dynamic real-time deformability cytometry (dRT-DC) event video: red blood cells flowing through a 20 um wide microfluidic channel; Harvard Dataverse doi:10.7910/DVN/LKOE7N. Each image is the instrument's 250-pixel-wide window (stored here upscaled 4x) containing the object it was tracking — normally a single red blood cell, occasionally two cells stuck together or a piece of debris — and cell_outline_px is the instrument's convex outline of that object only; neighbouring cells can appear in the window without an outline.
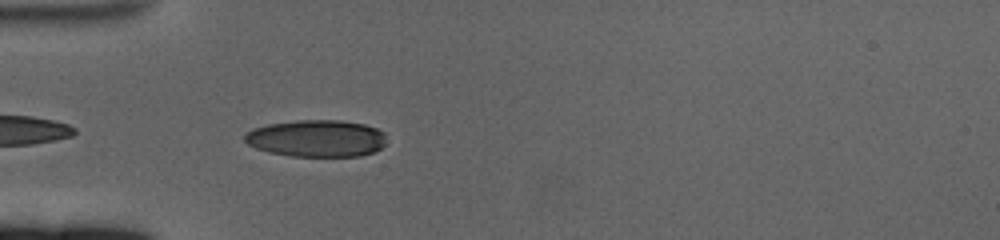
{"species": "human", "species_latin": "Homo sapiens", "temperature_condition": "cold", "stored_images_in_passage": 43, "camera_frame_rate_fps": 3000, "um_per_image_px": 0.085, "donor": {"sex": "female"}, "frame": {"image": 1, "passage_image": 3, "time_ms": 0.667, "image_size_px": [1000, 240], "cell_outline_px": [[384, 144], [380, 148], [372, 152], [360, 156], [292, 156], [268, 152], [256, 148], [248, 144], [244, 140], [244, 136], [252, 128], [268, 124], [296, 120], [340, 120], [364, 124], [376, 128], [384, 132]], "centroid_in_image_um": [26.89, 11.76], "position_along_channel_um": 58.1, "area_um2": 30.52}}
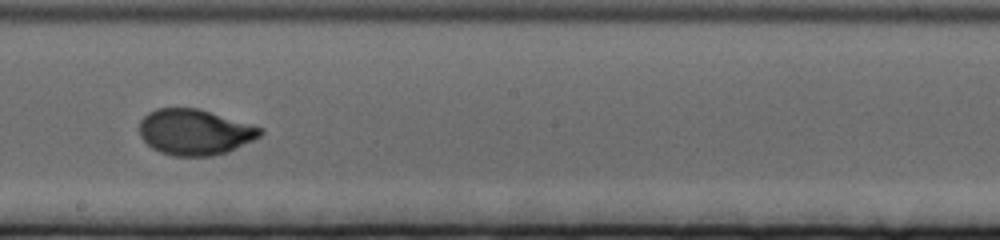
{"frame": {"image": 2, "passage_image": 19, "time_ms": 6.0, "image_size_px": [1000, 240], "cell_outline_px": [[264, 132], [260, 136], [228, 152], [212, 156], [172, 156], [160, 152], [152, 148], [140, 136], [140, 120], [148, 112], [156, 108], [196, 108], [252, 124], [264, 128]], "centroid_in_image_um": [16.55, 11.23], "position_along_channel_um": 231.6, "area_um2": 32.25}}
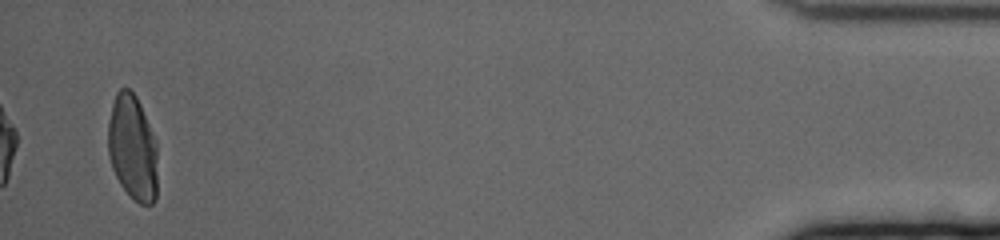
{"frame": {"image": 3, "passage_image": 43, "time_ms": 14.0, "image_size_px": [1000, 240], "cell_outline_px": [[156, 200], [152, 204], [140, 204], [120, 184], [112, 168], [108, 156], [108, 124], [112, 104], [116, 92], [120, 88], [128, 88], [136, 96], [140, 104], [156, 140]], "centroid_in_image_um": [11.25, 12.54], "position_along_channel_um": 423.9, "area_um2": 30.29}, "authors_computed_cell_mechanics": {"area_um2": 31.8478, "velocity_mm_per_s": 3.3643, "shape_relaxation_time_tau1_ms": 3.6362, "shape_relaxation_time_tau2_ms": null, "deformation_change_tau1": 0.1633, "deformation_change_tau2": null}}